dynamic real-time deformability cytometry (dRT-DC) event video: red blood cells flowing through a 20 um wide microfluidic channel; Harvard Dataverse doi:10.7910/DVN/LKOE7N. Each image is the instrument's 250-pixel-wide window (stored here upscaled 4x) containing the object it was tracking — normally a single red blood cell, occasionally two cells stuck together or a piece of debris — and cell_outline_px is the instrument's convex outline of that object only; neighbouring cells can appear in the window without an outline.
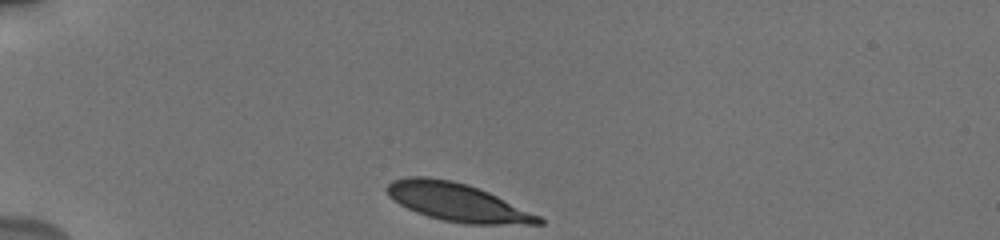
{"species": "human", "species_latin": "Homo sapiens", "temperature_condition": "cold", "stored_images_in_passage": 34, "camera_frame_rate_fps": 3000, "um_per_image_px": 0.085, "donor": {"sex": "male"}, "frame": {"image": 1, "passage_image": 1, "time_ms": 0.0, "image_size_px": [1000, 240], "cell_outline_px": [[544, 224], [464, 224], [444, 220], [428, 216], [416, 212], [400, 204], [388, 196], [384, 188], [392, 180], [408, 176], [428, 176], [452, 180], [468, 184], [488, 192], [540, 216], [544, 220]], "centroid_in_image_um": [38.83, 17.17], "position_along_channel_um": 46.2, "area_um2": 33.58}}
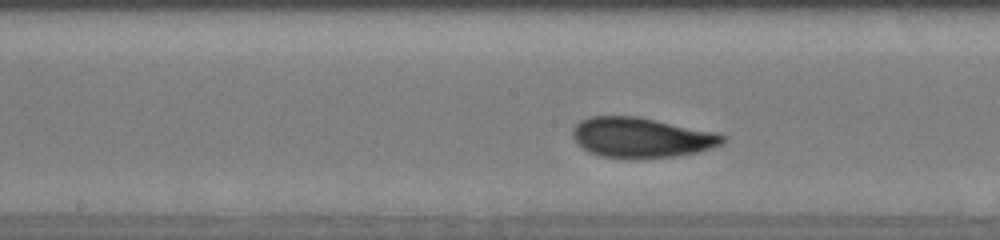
{"frame": {"image": 2, "passage_image": 16, "time_ms": 5.0, "image_size_px": [1000, 240], "cell_outline_px": [[728, 140], [712, 148], [700, 152], [676, 156], [600, 156], [588, 152], [576, 144], [572, 136], [572, 128], [580, 120], [588, 116], [640, 116], [712, 132], [728, 136]], "centroid_in_image_um": [54.49, 11.66], "position_along_channel_um": 193.7, "area_um2": 34.68}}
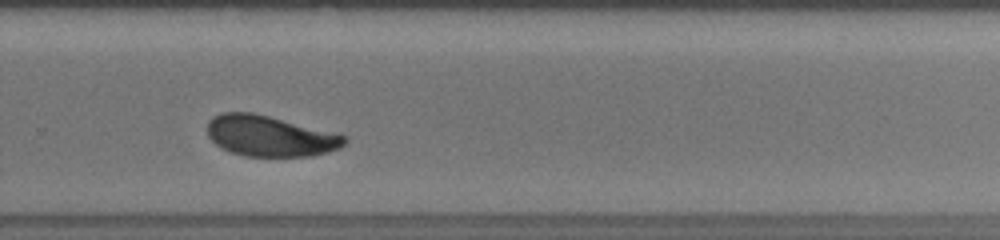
{"frame": {"image": 3, "passage_image": 25, "time_ms": 8.0, "image_size_px": [1000, 240], "cell_outline_px": [[348, 140], [340, 148], [328, 152], [312, 156], [244, 156], [220, 148], [208, 136], [208, 120], [220, 112], [252, 112], [340, 132], [348, 136]], "centroid_in_image_um": [23.01, 11.55], "position_along_channel_um": 306.8, "area_um2": 33.18}, "authors_computed_cell_mechanics": {"area_um2": 34.1887, "velocity_mm_per_s": 3.7834, "shape_relaxation_time_tau1_ms": 3.4407, "shape_relaxation_time_tau2_ms": null, "deformation_change_tau1": 0.1298, "deformation_change_tau2": null}}